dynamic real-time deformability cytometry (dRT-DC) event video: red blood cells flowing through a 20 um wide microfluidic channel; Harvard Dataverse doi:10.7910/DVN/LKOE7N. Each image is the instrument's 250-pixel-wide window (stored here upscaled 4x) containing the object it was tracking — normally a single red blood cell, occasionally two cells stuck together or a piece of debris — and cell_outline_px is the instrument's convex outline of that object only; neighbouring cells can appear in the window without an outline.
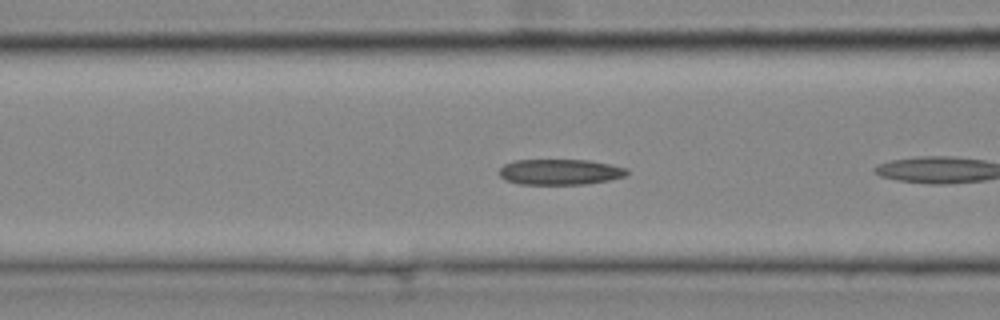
{"species": "common noctule bat (a hibernating species)", "species_latin": "Nyctalus noctula", "temperature_condition": "cold", "stored_images_in_passage": 10, "camera_frame_rate_fps": 3000, "um_per_image_px": 0.085, "animal": {"sex": "female", "body_mass_g": 25.1}, "frame": {"image": 1, "passage_image": 6, "time_ms": 1.667, "image_size_px": [1000, 320], "cell_outline_px": [[628, 172], [624, 176], [612, 180], [584, 184], [520, 184], [504, 180], [500, 176], [500, 168], [504, 164], [516, 160], [588, 160], [628, 168]], "centroid_in_image_um": [47.6, 14.62], "position_along_channel_um": 119.0, "area_um2": 19.07}}
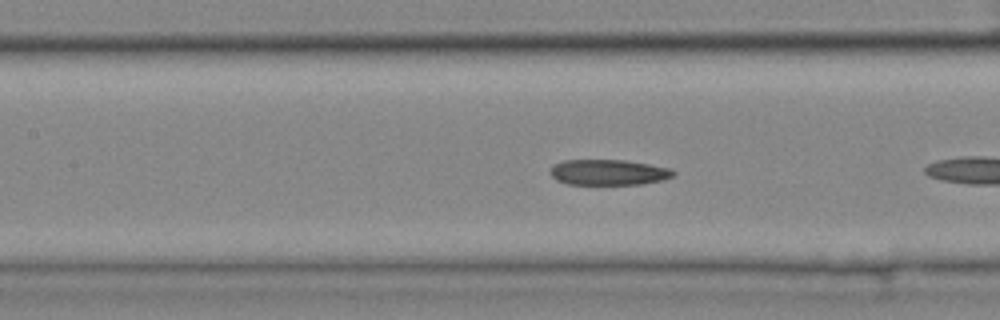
{"frame": {"image": 2, "passage_image": 9, "time_ms": 2.667, "image_size_px": [1000, 320], "cell_outline_px": [[676, 172], [672, 176], [664, 180], [640, 184], [568, 184], [556, 180], [552, 176], [552, 164], [564, 160], [624, 160], [672, 168]], "centroid_in_image_um": [51.74, 14.64], "position_along_channel_um": 155.7, "area_um2": 18.32}}